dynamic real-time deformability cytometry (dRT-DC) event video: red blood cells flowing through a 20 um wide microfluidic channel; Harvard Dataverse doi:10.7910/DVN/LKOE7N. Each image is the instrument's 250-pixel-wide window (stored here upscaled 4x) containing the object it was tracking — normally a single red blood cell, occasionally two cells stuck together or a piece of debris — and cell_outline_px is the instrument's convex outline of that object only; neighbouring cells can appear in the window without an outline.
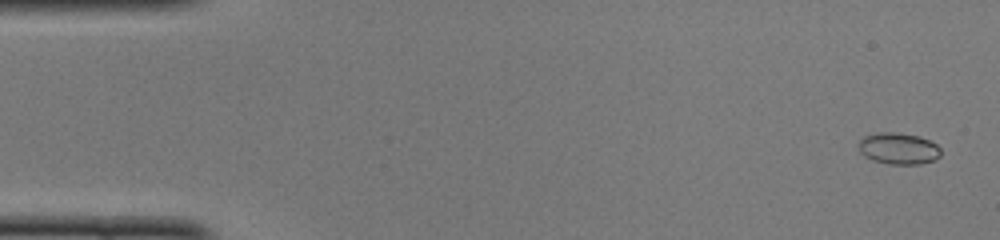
{"species": "common noctule bat (a hibernating species)", "species_latin": "Nyctalus noctula", "temperature_condition": "cold", "stored_images_in_passage": 49, "camera_frame_rate_fps": 3000, "um_per_image_px": 0.085, "animal": {"sex": "female", "body_mass_g": 22.0, "forearm_length_mm": 56.7}, "frame": {"image": 1, "passage_image": 2, "time_ms": 0.333, "image_size_px": [1000, 240], "cell_outline_px": [[940, 156], [932, 160], [920, 164], [888, 164], [872, 160], [864, 156], [860, 152], [856, 144], [864, 136], [880, 132], [896, 132], [920, 136], [936, 144], [940, 148]], "centroid_in_image_um": [76.33, 12.62], "position_along_channel_um": 8.7, "area_um2": 15.2}}
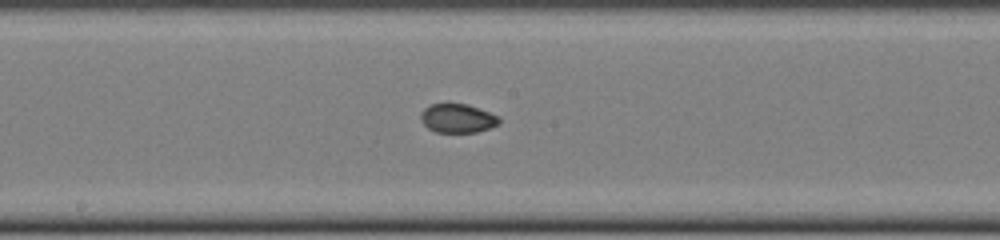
{"frame": {"image": 2, "passage_image": 26, "time_ms": 8.333, "image_size_px": [1000, 240], "cell_outline_px": [[500, 124], [492, 128], [476, 132], [436, 132], [428, 128], [420, 120], [420, 112], [424, 108], [432, 104], [468, 104], [488, 112], [496, 116], [500, 120]], "centroid_in_image_um": [38.88, 10.06], "position_along_channel_um": 209.3, "area_um2": 13.18}}
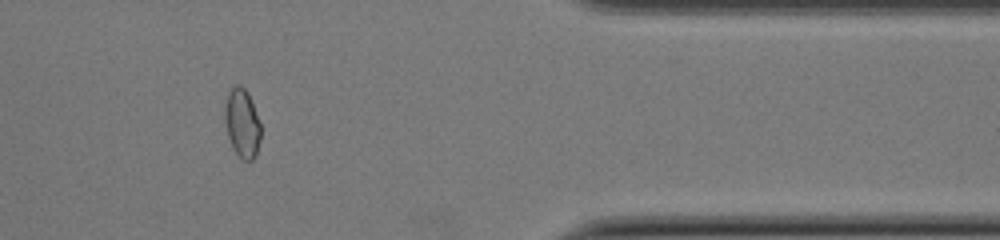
{"frame": {"image": 3, "passage_image": 41, "time_ms": 13.333, "image_size_px": [1000, 240], "cell_outline_px": [[260, 140], [256, 156], [252, 160], [244, 160], [232, 148], [228, 136], [224, 120], [224, 104], [228, 92], [236, 84], [240, 84], [248, 92], [260, 124]], "centroid_in_image_um": [20.56, 10.45], "position_along_channel_um": 390.8, "area_um2": 14.45}, "authors_computed_cell_mechanics": {"area_um2": 14.161, "velocity_mm_per_s": 4.1038, "shape_relaxation_time_tau1_ms": null, "shape_relaxation_time_tau2_ms": 1.0173, "deformation_change_tau1": null, "deformation_change_tau2": 0.0258}}